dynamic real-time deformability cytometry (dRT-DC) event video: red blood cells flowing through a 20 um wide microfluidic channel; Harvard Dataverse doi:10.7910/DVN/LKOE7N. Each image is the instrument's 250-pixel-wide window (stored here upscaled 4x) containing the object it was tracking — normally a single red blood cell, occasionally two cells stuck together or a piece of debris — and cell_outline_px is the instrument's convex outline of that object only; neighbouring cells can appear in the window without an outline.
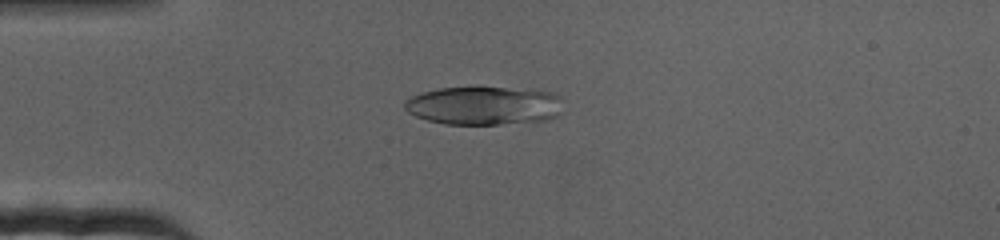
{"species": "human", "species_latin": "Homo sapiens", "temperature_condition": "cold", "stored_images_in_passage": 73, "camera_frame_rate_fps": 3000, "um_per_image_px": 0.085, "donor": {"sex": "female"}, "frame": {"image": 1, "passage_image": 19, "time_ms": 6.0, "image_size_px": [1000, 240], "cell_outline_px": [[564, 112], [548, 120], [500, 124], [444, 124], [428, 120], [416, 116], [408, 112], [404, 108], [404, 100], [412, 96], [424, 92], [440, 88], [504, 88], [552, 92], [560, 96]], "centroid_in_image_um": [41.17, 8.99], "position_along_channel_um": 43.8, "area_um2": 35.43}}
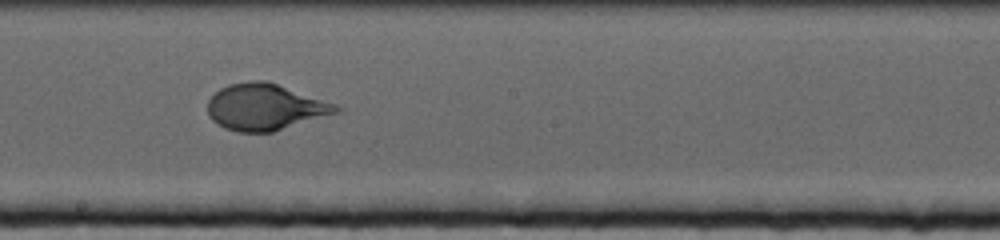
{"frame": {"image": 2, "passage_image": 41, "time_ms": 13.333, "image_size_px": [1000, 240], "cell_outline_px": [[344, 108], [340, 112], [272, 132], [236, 132], [224, 128], [216, 124], [208, 116], [208, 100], [220, 88], [228, 84], [248, 80], [268, 80], [336, 104]], "centroid_in_image_um": [22.53, 9.09], "position_along_channel_um": 225.7, "area_um2": 35.08}}
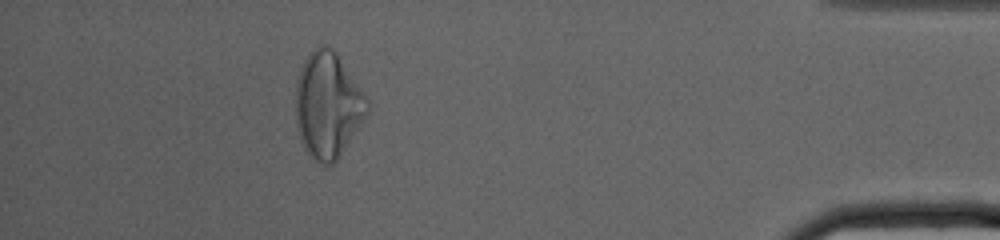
{"frame": {"image": 3, "passage_image": 66, "time_ms": 21.667, "image_size_px": [1000, 240], "cell_outline_px": [[368, 116], [340, 156], [332, 164], [324, 164], [308, 156], [300, 140], [296, 124], [296, 84], [300, 68], [308, 52], [316, 44], [324, 44], [332, 48], [336, 52], [364, 92], [368, 100]], "centroid_in_image_um": [27.86, 8.92], "position_along_channel_um": 407.3, "area_um2": 44.68}}